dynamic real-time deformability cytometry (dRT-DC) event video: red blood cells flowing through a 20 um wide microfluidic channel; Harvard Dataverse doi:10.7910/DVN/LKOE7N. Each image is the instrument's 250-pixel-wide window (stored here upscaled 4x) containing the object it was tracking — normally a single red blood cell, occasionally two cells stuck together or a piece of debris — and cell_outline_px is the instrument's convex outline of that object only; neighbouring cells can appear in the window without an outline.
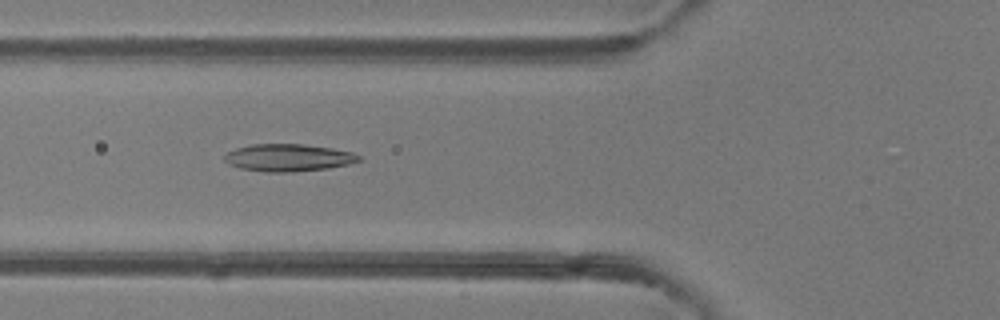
{"species": "common noctule bat (a hibernating species)", "species_latin": "Nyctalus noctula", "temperature_condition": "room temperature", "stored_images_in_passage": 47, "camera_frame_rate_fps": 3000, "um_per_image_px": 0.085, "animal": {"sex": "female"}, "frame": {"image": 1, "passage_image": 16, "time_ms": 5.0, "image_size_px": [1000, 320], "cell_outline_px": [[360, 160], [348, 164], [328, 168], [292, 172], [268, 172], [240, 168], [228, 164], [224, 160], [224, 156], [228, 152], [236, 148], [252, 144], [304, 144], [332, 148], [352, 152], [360, 156]], "centroid_in_image_um": [24.49, 13.4], "position_along_channel_um": 101.3, "area_um2": 21.33}}
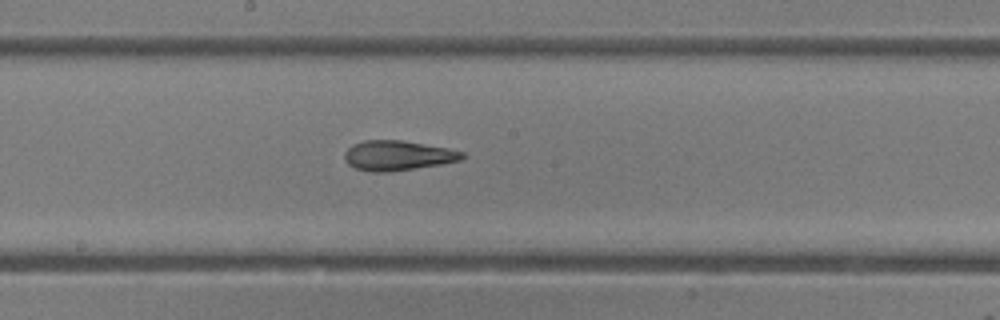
{"frame": {"image": 2, "passage_image": 24, "time_ms": 7.667, "image_size_px": [1000, 320], "cell_outline_px": [[464, 156], [460, 160], [440, 164], [416, 168], [388, 172], [372, 172], [356, 168], [348, 164], [344, 160], [344, 152], [352, 144], [364, 140], [404, 140], [448, 148], [464, 152]], "centroid_in_image_um": [33.77, 13.21], "position_along_channel_um": 214.4, "area_um2": 20.52}}
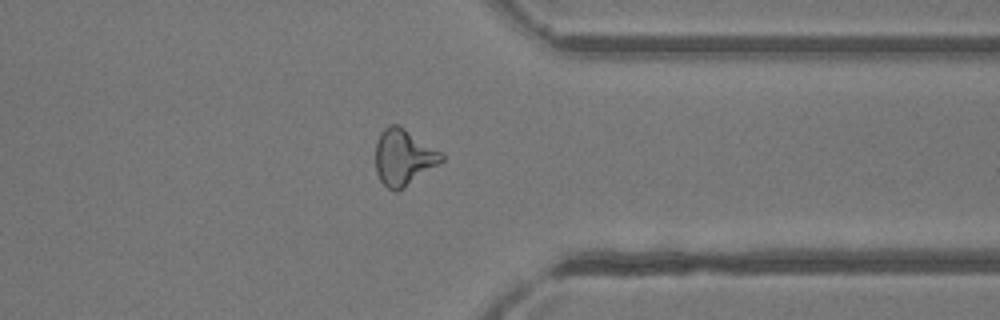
{"frame": {"image": 3, "passage_image": 36, "time_ms": 11.667, "image_size_px": [1000, 320], "cell_outline_px": [[444, 160], [404, 188], [396, 192], [392, 192], [380, 180], [376, 172], [376, 140], [380, 132], [388, 124], [400, 124], [444, 152]], "centroid_in_image_um": [34.32, 13.33], "position_along_channel_um": 377.1, "area_um2": 22.08}, "authors_computed_cell_mechanics": {"area_um2": 21.386, "velocity_mm_per_s": 4.2154, "shape_relaxation_time_tau1_ms": null, "shape_relaxation_time_tau2_ms": 2.3291, "deformation_change_tau1": null, "deformation_change_tau2": 0.1078}}